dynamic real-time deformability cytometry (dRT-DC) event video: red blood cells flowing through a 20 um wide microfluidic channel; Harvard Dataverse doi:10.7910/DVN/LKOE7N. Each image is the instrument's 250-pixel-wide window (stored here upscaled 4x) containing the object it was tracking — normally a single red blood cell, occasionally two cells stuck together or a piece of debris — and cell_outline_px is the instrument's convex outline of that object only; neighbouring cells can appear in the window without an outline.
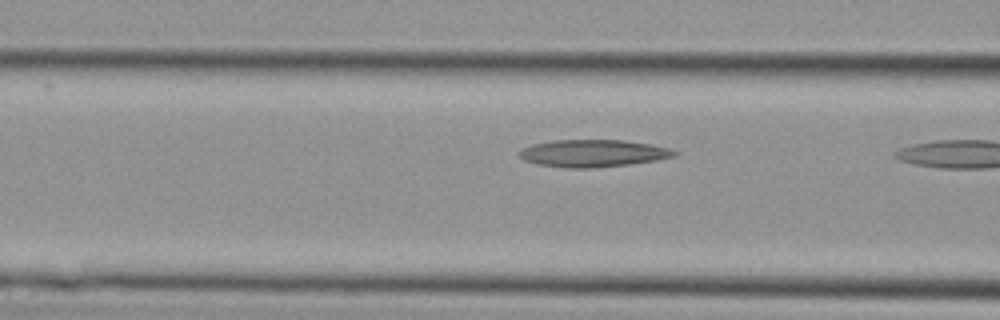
{"species": "Egyptian fruit bat (a non-hibernating species)", "species_latin": "Rousettus aegyptiacus", "temperature_condition": "cold", "stored_images_in_passage": 5, "camera_frame_rate_fps": 3000, "um_per_image_px": 0.085, "animal": {"sex": "female"}, "frame": {"image": 1, "passage_image": 4, "time_ms": 1.0, "image_size_px": [1000, 320], "cell_outline_px": [[680, 152], [676, 156], [656, 160], [628, 164], [592, 168], [564, 168], [536, 164], [524, 160], [516, 152], [520, 148], [532, 144], [552, 140], [624, 140], [652, 144], [672, 148]], "centroid_in_image_um": [50.4, 13.02], "position_along_channel_um": 116.2, "area_um2": 25.03}}